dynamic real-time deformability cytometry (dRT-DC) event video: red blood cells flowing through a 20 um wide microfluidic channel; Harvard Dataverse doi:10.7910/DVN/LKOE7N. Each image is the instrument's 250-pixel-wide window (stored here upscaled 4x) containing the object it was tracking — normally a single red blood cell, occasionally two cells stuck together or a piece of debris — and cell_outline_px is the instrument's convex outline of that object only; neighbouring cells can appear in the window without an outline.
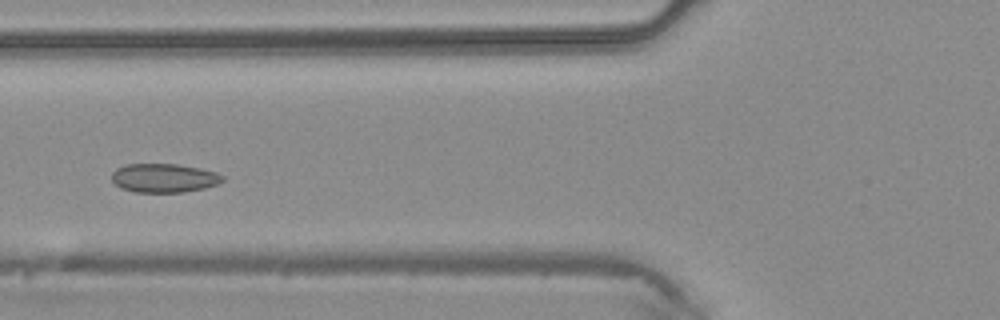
{"species": "common noctule bat (a hibernating species)", "species_latin": "Nyctalus noctula", "temperature_condition": "warm", "stored_images_in_passage": 4, "camera_frame_rate_fps": 3000, "um_per_image_px": 0.085, "animal": {"sex": "male", "body_mass_g": 20.4}, "frame": {"image": 1, "passage_image": 4, "time_ms": 1.0, "image_size_px": [1000, 320], "cell_outline_px": [[224, 180], [216, 184], [204, 188], [184, 192], [136, 192], [120, 188], [112, 180], [112, 172], [116, 168], [124, 164], [176, 164], [200, 168], [216, 172], [224, 176]], "centroid_in_image_um": [13.92, 15.12], "position_along_channel_um": 111.9, "area_um2": 18.67}}